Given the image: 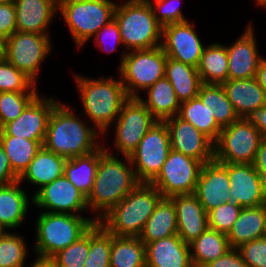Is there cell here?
<instances>
[{
	"instance_id": "cell-1",
	"label": "cell",
	"mask_w": 266,
	"mask_h": 267,
	"mask_svg": "<svg viewBox=\"0 0 266 267\" xmlns=\"http://www.w3.org/2000/svg\"><path fill=\"white\" fill-rule=\"evenodd\" d=\"M123 157L124 161L119 160L102 147L94 184L86 198L88 209L100 214L94 217L97 222L140 183L130 158Z\"/></svg>"
},
{
	"instance_id": "cell-2",
	"label": "cell",
	"mask_w": 266,
	"mask_h": 267,
	"mask_svg": "<svg viewBox=\"0 0 266 267\" xmlns=\"http://www.w3.org/2000/svg\"><path fill=\"white\" fill-rule=\"evenodd\" d=\"M93 127L59 101L49 117L43 146L67 159L88 154L101 146L96 139L99 132Z\"/></svg>"
},
{
	"instance_id": "cell-3",
	"label": "cell",
	"mask_w": 266,
	"mask_h": 267,
	"mask_svg": "<svg viewBox=\"0 0 266 267\" xmlns=\"http://www.w3.org/2000/svg\"><path fill=\"white\" fill-rule=\"evenodd\" d=\"M74 78L85 114L99 133L106 134L118 118L123 104L129 99L121 78L114 80L112 77L100 76L97 80L79 74Z\"/></svg>"
},
{
	"instance_id": "cell-4",
	"label": "cell",
	"mask_w": 266,
	"mask_h": 267,
	"mask_svg": "<svg viewBox=\"0 0 266 267\" xmlns=\"http://www.w3.org/2000/svg\"><path fill=\"white\" fill-rule=\"evenodd\" d=\"M161 198L150 183H139L98 222L115 236L139 237Z\"/></svg>"
},
{
	"instance_id": "cell-5",
	"label": "cell",
	"mask_w": 266,
	"mask_h": 267,
	"mask_svg": "<svg viewBox=\"0 0 266 267\" xmlns=\"http://www.w3.org/2000/svg\"><path fill=\"white\" fill-rule=\"evenodd\" d=\"M114 19L126 51L161 46L162 26L157 22L148 1L127 0L123 4L117 3Z\"/></svg>"
},
{
	"instance_id": "cell-6",
	"label": "cell",
	"mask_w": 266,
	"mask_h": 267,
	"mask_svg": "<svg viewBox=\"0 0 266 267\" xmlns=\"http://www.w3.org/2000/svg\"><path fill=\"white\" fill-rule=\"evenodd\" d=\"M36 222L34 252L41 256H53L67 248L97 223L96 219L77 214L45 211L39 214Z\"/></svg>"
},
{
	"instance_id": "cell-7",
	"label": "cell",
	"mask_w": 266,
	"mask_h": 267,
	"mask_svg": "<svg viewBox=\"0 0 266 267\" xmlns=\"http://www.w3.org/2000/svg\"><path fill=\"white\" fill-rule=\"evenodd\" d=\"M117 3L111 0H58V11L78 48L114 19Z\"/></svg>"
},
{
	"instance_id": "cell-8",
	"label": "cell",
	"mask_w": 266,
	"mask_h": 267,
	"mask_svg": "<svg viewBox=\"0 0 266 267\" xmlns=\"http://www.w3.org/2000/svg\"><path fill=\"white\" fill-rule=\"evenodd\" d=\"M167 56L161 46L123 53L119 74L129 98H139L137 89L147 90L165 77Z\"/></svg>"
},
{
	"instance_id": "cell-9",
	"label": "cell",
	"mask_w": 266,
	"mask_h": 267,
	"mask_svg": "<svg viewBox=\"0 0 266 267\" xmlns=\"http://www.w3.org/2000/svg\"><path fill=\"white\" fill-rule=\"evenodd\" d=\"M263 137L246 118L222 128L214 143V160L219 163L253 164Z\"/></svg>"
},
{
	"instance_id": "cell-10",
	"label": "cell",
	"mask_w": 266,
	"mask_h": 267,
	"mask_svg": "<svg viewBox=\"0 0 266 267\" xmlns=\"http://www.w3.org/2000/svg\"><path fill=\"white\" fill-rule=\"evenodd\" d=\"M50 39L49 34L16 31L4 40L2 56L36 84L40 65L52 49Z\"/></svg>"
},
{
	"instance_id": "cell-11",
	"label": "cell",
	"mask_w": 266,
	"mask_h": 267,
	"mask_svg": "<svg viewBox=\"0 0 266 267\" xmlns=\"http://www.w3.org/2000/svg\"><path fill=\"white\" fill-rule=\"evenodd\" d=\"M170 150L168 128L164 121H158L129 156L137 180L140 183H150L161 171Z\"/></svg>"
},
{
	"instance_id": "cell-12",
	"label": "cell",
	"mask_w": 266,
	"mask_h": 267,
	"mask_svg": "<svg viewBox=\"0 0 266 267\" xmlns=\"http://www.w3.org/2000/svg\"><path fill=\"white\" fill-rule=\"evenodd\" d=\"M202 165L199 160L171 149L161 171L150 184L162 197L194 194Z\"/></svg>"
},
{
	"instance_id": "cell-13",
	"label": "cell",
	"mask_w": 266,
	"mask_h": 267,
	"mask_svg": "<svg viewBox=\"0 0 266 267\" xmlns=\"http://www.w3.org/2000/svg\"><path fill=\"white\" fill-rule=\"evenodd\" d=\"M117 121V122H116ZM158 120L139 98H129L115 120V149L123 156H130L139 142Z\"/></svg>"
},
{
	"instance_id": "cell-14",
	"label": "cell",
	"mask_w": 266,
	"mask_h": 267,
	"mask_svg": "<svg viewBox=\"0 0 266 267\" xmlns=\"http://www.w3.org/2000/svg\"><path fill=\"white\" fill-rule=\"evenodd\" d=\"M32 198V204L45 212L80 215L88 209L86 197L65 175L35 191Z\"/></svg>"
},
{
	"instance_id": "cell-15",
	"label": "cell",
	"mask_w": 266,
	"mask_h": 267,
	"mask_svg": "<svg viewBox=\"0 0 266 267\" xmlns=\"http://www.w3.org/2000/svg\"><path fill=\"white\" fill-rule=\"evenodd\" d=\"M194 27L189 21L163 26L161 47L167 57L197 68L206 46Z\"/></svg>"
},
{
	"instance_id": "cell-16",
	"label": "cell",
	"mask_w": 266,
	"mask_h": 267,
	"mask_svg": "<svg viewBox=\"0 0 266 267\" xmlns=\"http://www.w3.org/2000/svg\"><path fill=\"white\" fill-rule=\"evenodd\" d=\"M59 102L38 95L21 115L4 125L3 136H16L44 143L49 117Z\"/></svg>"
},
{
	"instance_id": "cell-17",
	"label": "cell",
	"mask_w": 266,
	"mask_h": 267,
	"mask_svg": "<svg viewBox=\"0 0 266 267\" xmlns=\"http://www.w3.org/2000/svg\"><path fill=\"white\" fill-rule=\"evenodd\" d=\"M170 135L171 149L199 160L202 164L214 160V143L177 115L164 120Z\"/></svg>"
},
{
	"instance_id": "cell-18",
	"label": "cell",
	"mask_w": 266,
	"mask_h": 267,
	"mask_svg": "<svg viewBox=\"0 0 266 267\" xmlns=\"http://www.w3.org/2000/svg\"><path fill=\"white\" fill-rule=\"evenodd\" d=\"M228 163L212 160L202 165L194 195L207 213L231 202Z\"/></svg>"
},
{
	"instance_id": "cell-19",
	"label": "cell",
	"mask_w": 266,
	"mask_h": 267,
	"mask_svg": "<svg viewBox=\"0 0 266 267\" xmlns=\"http://www.w3.org/2000/svg\"><path fill=\"white\" fill-rule=\"evenodd\" d=\"M231 202L242 208L266 204L263 178L253 164L228 163Z\"/></svg>"
},
{
	"instance_id": "cell-20",
	"label": "cell",
	"mask_w": 266,
	"mask_h": 267,
	"mask_svg": "<svg viewBox=\"0 0 266 267\" xmlns=\"http://www.w3.org/2000/svg\"><path fill=\"white\" fill-rule=\"evenodd\" d=\"M242 35L227 45L228 79H249L256 77V72L263 56H259L252 22Z\"/></svg>"
},
{
	"instance_id": "cell-21",
	"label": "cell",
	"mask_w": 266,
	"mask_h": 267,
	"mask_svg": "<svg viewBox=\"0 0 266 267\" xmlns=\"http://www.w3.org/2000/svg\"><path fill=\"white\" fill-rule=\"evenodd\" d=\"M177 215V235L191 243L208 228V213L194 194L169 197Z\"/></svg>"
},
{
	"instance_id": "cell-22",
	"label": "cell",
	"mask_w": 266,
	"mask_h": 267,
	"mask_svg": "<svg viewBox=\"0 0 266 267\" xmlns=\"http://www.w3.org/2000/svg\"><path fill=\"white\" fill-rule=\"evenodd\" d=\"M146 267H194L190 247L177 234L145 243Z\"/></svg>"
},
{
	"instance_id": "cell-23",
	"label": "cell",
	"mask_w": 266,
	"mask_h": 267,
	"mask_svg": "<svg viewBox=\"0 0 266 267\" xmlns=\"http://www.w3.org/2000/svg\"><path fill=\"white\" fill-rule=\"evenodd\" d=\"M16 31L49 34L47 28L58 12V0H13Z\"/></svg>"
},
{
	"instance_id": "cell-24",
	"label": "cell",
	"mask_w": 266,
	"mask_h": 267,
	"mask_svg": "<svg viewBox=\"0 0 266 267\" xmlns=\"http://www.w3.org/2000/svg\"><path fill=\"white\" fill-rule=\"evenodd\" d=\"M223 87L239 118H246L254 109L266 104V95L255 77L228 79Z\"/></svg>"
},
{
	"instance_id": "cell-25",
	"label": "cell",
	"mask_w": 266,
	"mask_h": 267,
	"mask_svg": "<svg viewBox=\"0 0 266 267\" xmlns=\"http://www.w3.org/2000/svg\"><path fill=\"white\" fill-rule=\"evenodd\" d=\"M66 161L67 158L55 154L42 146L29 166L18 177V181L22 183L24 180H28L31 184L38 185V191L44 185L64 175Z\"/></svg>"
},
{
	"instance_id": "cell-26",
	"label": "cell",
	"mask_w": 266,
	"mask_h": 267,
	"mask_svg": "<svg viewBox=\"0 0 266 267\" xmlns=\"http://www.w3.org/2000/svg\"><path fill=\"white\" fill-rule=\"evenodd\" d=\"M19 181L0 187V229L12 230L19 227L26 217L29 199L21 189Z\"/></svg>"
},
{
	"instance_id": "cell-27",
	"label": "cell",
	"mask_w": 266,
	"mask_h": 267,
	"mask_svg": "<svg viewBox=\"0 0 266 267\" xmlns=\"http://www.w3.org/2000/svg\"><path fill=\"white\" fill-rule=\"evenodd\" d=\"M265 220L266 204L243 208L227 234L230 247L237 249L245 243L261 238Z\"/></svg>"
},
{
	"instance_id": "cell-28",
	"label": "cell",
	"mask_w": 266,
	"mask_h": 267,
	"mask_svg": "<svg viewBox=\"0 0 266 267\" xmlns=\"http://www.w3.org/2000/svg\"><path fill=\"white\" fill-rule=\"evenodd\" d=\"M165 77L170 81L180 102L197 97L203 84L196 67L169 57L165 64Z\"/></svg>"
},
{
	"instance_id": "cell-29",
	"label": "cell",
	"mask_w": 266,
	"mask_h": 267,
	"mask_svg": "<svg viewBox=\"0 0 266 267\" xmlns=\"http://www.w3.org/2000/svg\"><path fill=\"white\" fill-rule=\"evenodd\" d=\"M177 234L176 209L168 197H162L156 204L153 214L147 220L139 236L145 243Z\"/></svg>"
},
{
	"instance_id": "cell-30",
	"label": "cell",
	"mask_w": 266,
	"mask_h": 267,
	"mask_svg": "<svg viewBox=\"0 0 266 267\" xmlns=\"http://www.w3.org/2000/svg\"><path fill=\"white\" fill-rule=\"evenodd\" d=\"M102 146L82 156L67 159L64 165L65 177L87 198L90 194L99 159L102 156Z\"/></svg>"
},
{
	"instance_id": "cell-31",
	"label": "cell",
	"mask_w": 266,
	"mask_h": 267,
	"mask_svg": "<svg viewBox=\"0 0 266 267\" xmlns=\"http://www.w3.org/2000/svg\"><path fill=\"white\" fill-rule=\"evenodd\" d=\"M147 90V99L141 96L139 99L158 121H164L178 114L181 102L166 77L157 80Z\"/></svg>"
},
{
	"instance_id": "cell-32",
	"label": "cell",
	"mask_w": 266,
	"mask_h": 267,
	"mask_svg": "<svg viewBox=\"0 0 266 267\" xmlns=\"http://www.w3.org/2000/svg\"><path fill=\"white\" fill-rule=\"evenodd\" d=\"M189 247L194 267H203L231 249L227 235L209 227Z\"/></svg>"
},
{
	"instance_id": "cell-33",
	"label": "cell",
	"mask_w": 266,
	"mask_h": 267,
	"mask_svg": "<svg viewBox=\"0 0 266 267\" xmlns=\"http://www.w3.org/2000/svg\"><path fill=\"white\" fill-rule=\"evenodd\" d=\"M198 73L204 84H223L228 80V53L226 46L213 43L204 48Z\"/></svg>"
},
{
	"instance_id": "cell-34",
	"label": "cell",
	"mask_w": 266,
	"mask_h": 267,
	"mask_svg": "<svg viewBox=\"0 0 266 267\" xmlns=\"http://www.w3.org/2000/svg\"><path fill=\"white\" fill-rule=\"evenodd\" d=\"M202 103L224 128L239 119L222 84H202L198 93Z\"/></svg>"
},
{
	"instance_id": "cell-35",
	"label": "cell",
	"mask_w": 266,
	"mask_h": 267,
	"mask_svg": "<svg viewBox=\"0 0 266 267\" xmlns=\"http://www.w3.org/2000/svg\"><path fill=\"white\" fill-rule=\"evenodd\" d=\"M110 267H146L145 244L140 237L112 234Z\"/></svg>"
},
{
	"instance_id": "cell-36",
	"label": "cell",
	"mask_w": 266,
	"mask_h": 267,
	"mask_svg": "<svg viewBox=\"0 0 266 267\" xmlns=\"http://www.w3.org/2000/svg\"><path fill=\"white\" fill-rule=\"evenodd\" d=\"M177 116L190 122L213 143L217 141L222 128L216 123L214 116L203 105L198 96L181 102Z\"/></svg>"
},
{
	"instance_id": "cell-37",
	"label": "cell",
	"mask_w": 266,
	"mask_h": 267,
	"mask_svg": "<svg viewBox=\"0 0 266 267\" xmlns=\"http://www.w3.org/2000/svg\"><path fill=\"white\" fill-rule=\"evenodd\" d=\"M0 146L9 157L12 170L20 176L41 149L43 143L16 136H3Z\"/></svg>"
},
{
	"instance_id": "cell-38",
	"label": "cell",
	"mask_w": 266,
	"mask_h": 267,
	"mask_svg": "<svg viewBox=\"0 0 266 267\" xmlns=\"http://www.w3.org/2000/svg\"><path fill=\"white\" fill-rule=\"evenodd\" d=\"M112 234L99 222L89 229V252L84 267H110Z\"/></svg>"
},
{
	"instance_id": "cell-39",
	"label": "cell",
	"mask_w": 266,
	"mask_h": 267,
	"mask_svg": "<svg viewBox=\"0 0 266 267\" xmlns=\"http://www.w3.org/2000/svg\"><path fill=\"white\" fill-rule=\"evenodd\" d=\"M27 249L23 237L4 231L0 235V267H24Z\"/></svg>"
},
{
	"instance_id": "cell-40",
	"label": "cell",
	"mask_w": 266,
	"mask_h": 267,
	"mask_svg": "<svg viewBox=\"0 0 266 267\" xmlns=\"http://www.w3.org/2000/svg\"><path fill=\"white\" fill-rule=\"evenodd\" d=\"M37 85L0 56V92H37Z\"/></svg>"
},
{
	"instance_id": "cell-41",
	"label": "cell",
	"mask_w": 266,
	"mask_h": 267,
	"mask_svg": "<svg viewBox=\"0 0 266 267\" xmlns=\"http://www.w3.org/2000/svg\"><path fill=\"white\" fill-rule=\"evenodd\" d=\"M38 95V92H0V120L3 125L17 119Z\"/></svg>"
},
{
	"instance_id": "cell-42",
	"label": "cell",
	"mask_w": 266,
	"mask_h": 267,
	"mask_svg": "<svg viewBox=\"0 0 266 267\" xmlns=\"http://www.w3.org/2000/svg\"><path fill=\"white\" fill-rule=\"evenodd\" d=\"M89 252V230L73 244L52 257L60 267H84Z\"/></svg>"
},
{
	"instance_id": "cell-43",
	"label": "cell",
	"mask_w": 266,
	"mask_h": 267,
	"mask_svg": "<svg viewBox=\"0 0 266 267\" xmlns=\"http://www.w3.org/2000/svg\"><path fill=\"white\" fill-rule=\"evenodd\" d=\"M242 209L233 202L220 204L208 213V227L227 235Z\"/></svg>"
},
{
	"instance_id": "cell-44",
	"label": "cell",
	"mask_w": 266,
	"mask_h": 267,
	"mask_svg": "<svg viewBox=\"0 0 266 267\" xmlns=\"http://www.w3.org/2000/svg\"><path fill=\"white\" fill-rule=\"evenodd\" d=\"M148 1L152 7L157 22L163 27L168 24L180 23L187 21L179 9V0H153ZM178 2V3H176ZM178 4V5H177Z\"/></svg>"
},
{
	"instance_id": "cell-45",
	"label": "cell",
	"mask_w": 266,
	"mask_h": 267,
	"mask_svg": "<svg viewBox=\"0 0 266 267\" xmlns=\"http://www.w3.org/2000/svg\"><path fill=\"white\" fill-rule=\"evenodd\" d=\"M248 267H266V240H252L237 248Z\"/></svg>"
},
{
	"instance_id": "cell-46",
	"label": "cell",
	"mask_w": 266,
	"mask_h": 267,
	"mask_svg": "<svg viewBox=\"0 0 266 267\" xmlns=\"http://www.w3.org/2000/svg\"><path fill=\"white\" fill-rule=\"evenodd\" d=\"M93 37H95L94 41L96 42L97 47H100V49H102L103 51L109 52V53H113L116 50V47L118 46V44L123 45L119 26L115 19H112L109 23L101 27L99 31ZM108 40L109 41L112 40L111 43L113 42L114 44L112 45V47H111V44H110V47H108L109 45L107 46L108 48L104 46V44L106 43L105 41L108 42Z\"/></svg>"
},
{
	"instance_id": "cell-47",
	"label": "cell",
	"mask_w": 266,
	"mask_h": 267,
	"mask_svg": "<svg viewBox=\"0 0 266 267\" xmlns=\"http://www.w3.org/2000/svg\"><path fill=\"white\" fill-rule=\"evenodd\" d=\"M16 32V7L13 1L0 4V37L3 41Z\"/></svg>"
},
{
	"instance_id": "cell-48",
	"label": "cell",
	"mask_w": 266,
	"mask_h": 267,
	"mask_svg": "<svg viewBox=\"0 0 266 267\" xmlns=\"http://www.w3.org/2000/svg\"><path fill=\"white\" fill-rule=\"evenodd\" d=\"M203 267H248L238 249L231 248L223 256Z\"/></svg>"
},
{
	"instance_id": "cell-49",
	"label": "cell",
	"mask_w": 266,
	"mask_h": 267,
	"mask_svg": "<svg viewBox=\"0 0 266 267\" xmlns=\"http://www.w3.org/2000/svg\"><path fill=\"white\" fill-rule=\"evenodd\" d=\"M18 175L12 170L9 157L0 146V187L18 181Z\"/></svg>"
},
{
	"instance_id": "cell-50",
	"label": "cell",
	"mask_w": 266,
	"mask_h": 267,
	"mask_svg": "<svg viewBox=\"0 0 266 267\" xmlns=\"http://www.w3.org/2000/svg\"><path fill=\"white\" fill-rule=\"evenodd\" d=\"M246 119L260 131L263 138H266V104L254 109L246 116Z\"/></svg>"
},
{
	"instance_id": "cell-51",
	"label": "cell",
	"mask_w": 266,
	"mask_h": 267,
	"mask_svg": "<svg viewBox=\"0 0 266 267\" xmlns=\"http://www.w3.org/2000/svg\"><path fill=\"white\" fill-rule=\"evenodd\" d=\"M253 165L263 178L266 175V138H262L260 141Z\"/></svg>"
},
{
	"instance_id": "cell-52",
	"label": "cell",
	"mask_w": 266,
	"mask_h": 267,
	"mask_svg": "<svg viewBox=\"0 0 266 267\" xmlns=\"http://www.w3.org/2000/svg\"><path fill=\"white\" fill-rule=\"evenodd\" d=\"M38 257V258H37ZM30 267H60L52 256L37 255Z\"/></svg>"
},
{
	"instance_id": "cell-53",
	"label": "cell",
	"mask_w": 266,
	"mask_h": 267,
	"mask_svg": "<svg viewBox=\"0 0 266 267\" xmlns=\"http://www.w3.org/2000/svg\"><path fill=\"white\" fill-rule=\"evenodd\" d=\"M262 87V89L265 92L266 95V59L263 58L258 66L257 72H256V77H255Z\"/></svg>"
},
{
	"instance_id": "cell-54",
	"label": "cell",
	"mask_w": 266,
	"mask_h": 267,
	"mask_svg": "<svg viewBox=\"0 0 266 267\" xmlns=\"http://www.w3.org/2000/svg\"><path fill=\"white\" fill-rule=\"evenodd\" d=\"M3 134H4V125L0 120V144L2 142Z\"/></svg>"
},
{
	"instance_id": "cell-55",
	"label": "cell",
	"mask_w": 266,
	"mask_h": 267,
	"mask_svg": "<svg viewBox=\"0 0 266 267\" xmlns=\"http://www.w3.org/2000/svg\"><path fill=\"white\" fill-rule=\"evenodd\" d=\"M256 1V3H257V6L258 5H262L263 7H265L266 8V0H255Z\"/></svg>"
},
{
	"instance_id": "cell-56",
	"label": "cell",
	"mask_w": 266,
	"mask_h": 267,
	"mask_svg": "<svg viewBox=\"0 0 266 267\" xmlns=\"http://www.w3.org/2000/svg\"><path fill=\"white\" fill-rule=\"evenodd\" d=\"M263 191H264V195L266 197V175L263 177Z\"/></svg>"
},
{
	"instance_id": "cell-57",
	"label": "cell",
	"mask_w": 266,
	"mask_h": 267,
	"mask_svg": "<svg viewBox=\"0 0 266 267\" xmlns=\"http://www.w3.org/2000/svg\"><path fill=\"white\" fill-rule=\"evenodd\" d=\"M3 39L0 37V56L3 54Z\"/></svg>"
},
{
	"instance_id": "cell-58",
	"label": "cell",
	"mask_w": 266,
	"mask_h": 267,
	"mask_svg": "<svg viewBox=\"0 0 266 267\" xmlns=\"http://www.w3.org/2000/svg\"><path fill=\"white\" fill-rule=\"evenodd\" d=\"M261 238L266 240V220H265V224H264L263 233H262V237Z\"/></svg>"
},
{
	"instance_id": "cell-59",
	"label": "cell",
	"mask_w": 266,
	"mask_h": 267,
	"mask_svg": "<svg viewBox=\"0 0 266 267\" xmlns=\"http://www.w3.org/2000/svg\"><path fill=\"white\" fill-rule=\"evenodd\" d=\"M13 0H0V4H4V3H7V2H11Z\"/></svg>"
},
{
	"instance_id": "cell-60",
	"label": "cell",
	"mask_w": 266,
	"mask_h": 267,
	"mask_svg": "<svg viewBox=\"0 0 266 267\" xmlns=\"http://www.w3.org/2000/svg\"><path fill=\"white\" fill-rule=\"evenodd\" d=\"M135 1H144V2H147V1H150V0H135Z\"/></svg>"
},
{
	"instance_id": "cell-61",
	"label": "cell",
	"mask_w": 266,
	"mask_h": 267,
	"mask_svg": "<svg viewBox=\"0 0 266 267\" xmlns=\"http://www.w3.org/2000/svg\"><path fill=\"white\" fill-rule=\"evenodd\" d=\"M4 232V230L0 229V235Z\"/></svg>"
}]
</instances>
